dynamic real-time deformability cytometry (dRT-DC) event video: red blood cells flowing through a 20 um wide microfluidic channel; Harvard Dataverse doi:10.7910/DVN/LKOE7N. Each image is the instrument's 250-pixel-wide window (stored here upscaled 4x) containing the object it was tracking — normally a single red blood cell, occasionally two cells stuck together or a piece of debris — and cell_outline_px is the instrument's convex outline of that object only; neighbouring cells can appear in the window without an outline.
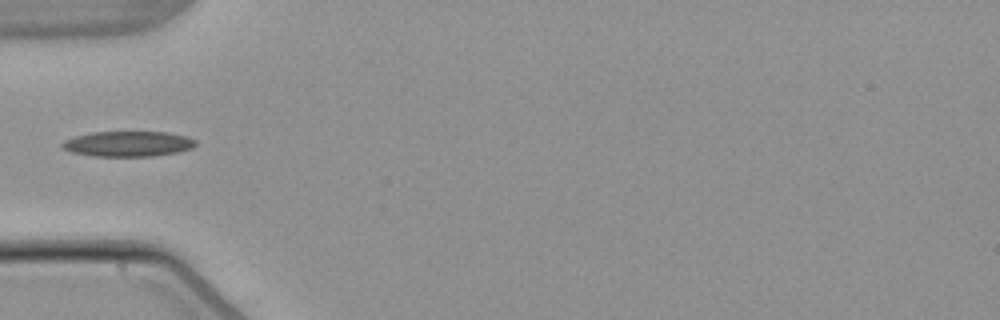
{"species": "common noctule bat (a hibernating species)", "species_latin": "Nyctalus noctula", "temperature_condition": "warm", "stored_images_in_passage": 5, "camera_frame_rate_fps": 3000, "um_per_image_px": 0.085, "animal": {"sex": "male", "body_mass_g": 21.5, "forearm_length_mm": 52.0}, "frame": {"image": 1, "passage_image": 5, "time_ms": 5.0, "image_size_px": [1000, 320], "cell_outline_px": [[196, 144], [192, 148], [176, 152], [152, 156], [92, 156], [72, 152], [64, 148], [60, 144], [64, 140], [76, 136], [92, 132], [168, 132], [188, 136], [196, 140]], "centroid_in_image_um": [10.9, 12.22], "position_along_channel_um": 74.1, "area_um2": 19.65}}